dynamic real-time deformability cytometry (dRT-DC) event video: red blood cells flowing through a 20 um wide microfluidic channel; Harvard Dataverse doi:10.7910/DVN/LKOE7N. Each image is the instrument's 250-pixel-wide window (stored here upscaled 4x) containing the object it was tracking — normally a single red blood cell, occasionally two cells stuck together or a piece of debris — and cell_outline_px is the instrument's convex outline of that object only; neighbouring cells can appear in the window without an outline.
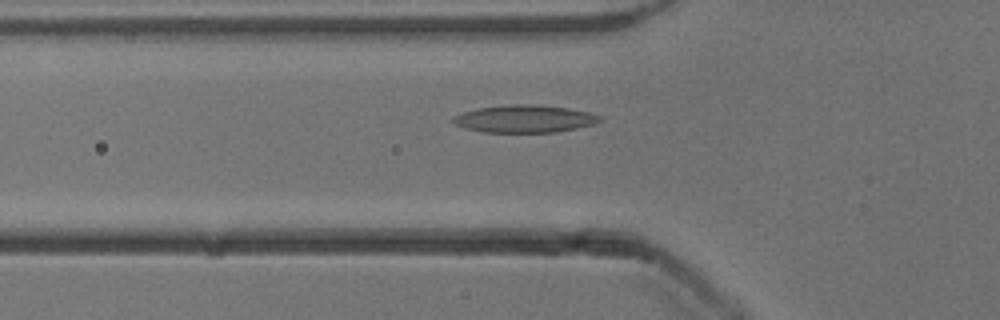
{"species": "common noctule bat (a hibernating species)", "species_latin": "Nyctalus noctula", "temperature_condition": "cold", "stored_images_in_passage": 51, "camera_frame_rate_fps": 3000, "um_per_image_px": 0.085, "animal": {"sex": "male", "body_mass_g": 13.3}, "frame": {"image": 1, "passage_image": 18, "time_ms": 5.667, "image_size_px": [1000, 320], "cell_outline_px": [[604, 120], [592, 124], [576, 128], [556, 132], [484, 132], [464, 128], [456, 124], [452, 120], [452, 116], [464, 112], [480, 108], [508, 104], [532, 104], [568, 108], [588, 112], [604, 116]], "centroid_in_image_um": [44.62, 10.09], "position_along_channel_um": 81.2, "area_um2": 23.47}}
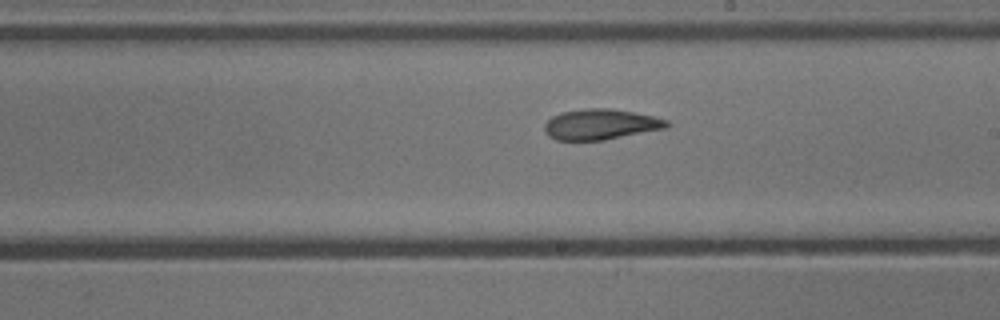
{"frame": {"image": 2, "passage_image": 30, "time_ms": 9.667, "image_size_px": [1000, 320], "cell_outline_px": [[668, 128], [604, 140], [556, 140], [548, 136], [544, 132], [544, 124], [552, 116], [564, 112], [584, 108], [612, 108], [652, 116], [668, 120]], "centroid_in_image_um": [51.04, 10.57], "position_along_channel_um": 238.0, "area_um2": 21.79}}
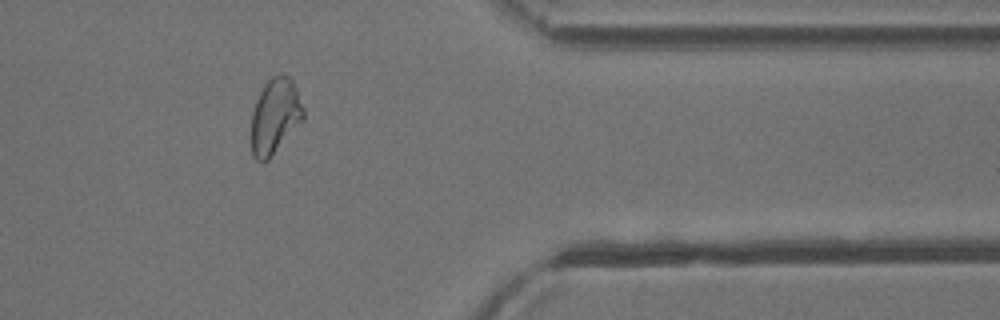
{"frame": {"image": 3, "passage_image": 43, "time_ms": 14.0, "image_size_px": [1000, 320], "cell_outline_px": [[304, 120], [268, 160], [256, 160], [252, 156], [252, 112], [256, 100], [264, 84], [272, 76], [280, 72], [288, 76], [292, 80], [296, 88], [304, 108]], "centroid_in_image_um": [23.4, 9.85], "position_along_channel_um": 388.0, "area_um2": 22.95}}